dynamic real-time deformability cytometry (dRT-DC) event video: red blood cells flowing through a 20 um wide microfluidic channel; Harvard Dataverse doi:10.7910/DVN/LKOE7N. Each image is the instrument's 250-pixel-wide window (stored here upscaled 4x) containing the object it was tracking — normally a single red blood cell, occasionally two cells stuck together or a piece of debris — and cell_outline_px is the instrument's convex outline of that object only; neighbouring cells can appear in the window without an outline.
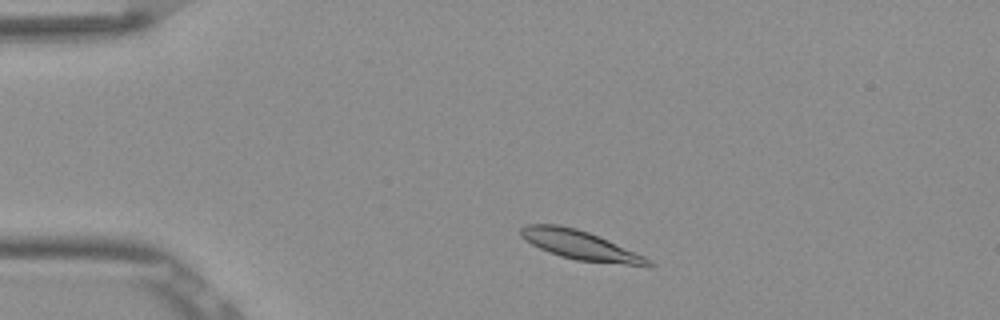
{"species": "Egyptian fruit bat (a non-hibernating species)", "species_latin": "Rousettus aegyptiacus", "temperature_condition": "room temperature", "stored_images_in_passage": 43, "camera_frame_rate_fps": 3000, "um_per_image_px": 0.085, "frame": {"image": 1, "passage_image": 1, "time_ms": 0.0, "image_size_px": [1000, 320], "cell_outline_px": [[656, 264], [628, 264], [576, 260], [560, 256], [548, 252], [532, 244], [520, 236], [520, 228], [528, 224], [560, 224], [576, 228], [588, 232], [644, 256], [652, 260]], "centroid_in_image_um": [49.22, 20.81], "position_along_channel_um": 35.8, "area_um2": 21.04}}
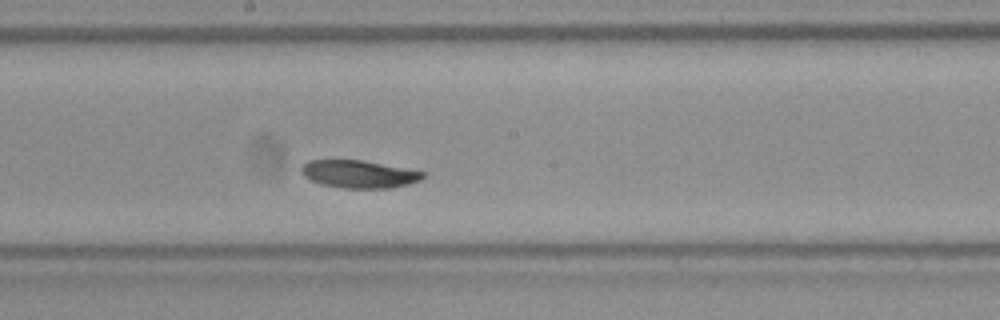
{"frame": {"image": 2, "passage_image": 19, "time_ms": 6.0, "image_size_px": [1000, 320], "cell_outline_px": [[424, 176], [420, 180], [408, 184], [392, 188], [344, 188], [320, 184], [304, 176], [300, 172], [300, 168], [308, 160], [364, 160], [424, 172]], "centroid_in_image_um": [30.48, 14.8], "position_along_channel_um": 217.7, "area_um2": 19.54}}
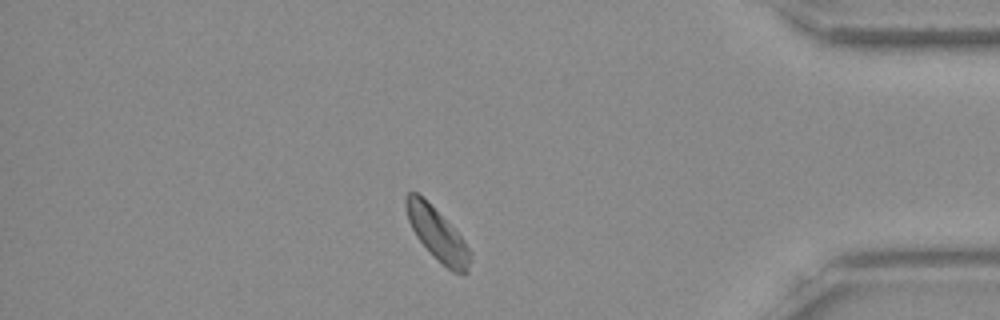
{"frame": {"image": 3, "passage_image": 36, "time_ms": 11.667, "image_size_px": [1000, 320], "cell_outline_px": [[472, 260], [468, 272], [464, 276], [460, 276], [452, 272], [416, 236], [408, 220], [404, 204], [404, 196], [408, 192], [416, 192], [460, 236], [468, 248]], "centroid_in_image_um": [37.17, 19.95], "position_along_channel_um": 398.0, "area_um2": 18.73}, "authors_computed_cell_mechanics": {"area_um2": 20.23, "velocity_mm_per_s": 3.7707, "shape_relaxation_time_tau1_ms": 2.4281, "shape_relaxation_time_tau2_ms": null, "deformation_change_tau1": 0.0683, "deformation_change_tau2": null}}